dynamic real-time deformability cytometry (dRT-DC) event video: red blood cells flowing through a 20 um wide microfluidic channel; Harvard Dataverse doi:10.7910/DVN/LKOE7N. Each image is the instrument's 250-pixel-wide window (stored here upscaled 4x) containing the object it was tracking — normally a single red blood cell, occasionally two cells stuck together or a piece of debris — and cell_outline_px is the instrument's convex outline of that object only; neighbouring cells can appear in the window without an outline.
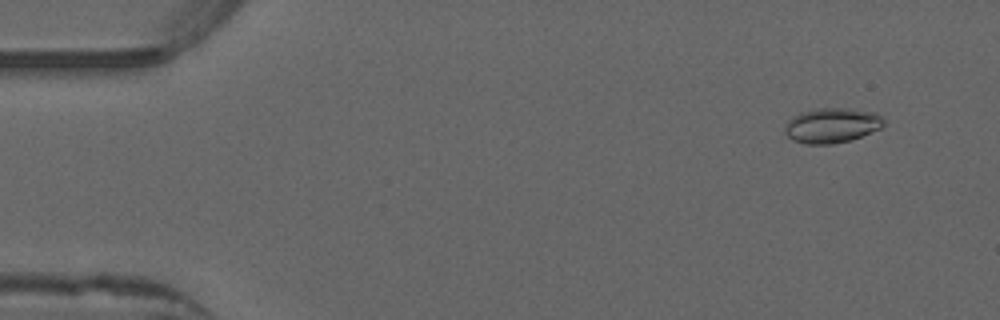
{"species": "common noctule bat (a hibernating species)", "species_latin": "Nyctalus noctula", "temperature_condition": "warm", "stored_images_in_passage": 49, "camera_frame_rate_fps": 3000, "um_per_image_px": 0.085, "animal": {"sex": "male", "forearm_length_mm": 52.5}, "frame": {"image": 1, "passage_image": 1, "time_ms": 0.0, "image_size_px": [1000, 320], "cell_outline_px": [[884, 124], [880, 128], [852, 140], [832, 144], [804, 144], [792, 140], [784, 132], [784, 124], [792, 116], [800, 112], [816, 108], [848, 108], [876, 112], [884, 120]], "centroid_in_image_um": [70.67, 10.65], "position_along_channel_um": 14.3, "area_um2": 20.4}}
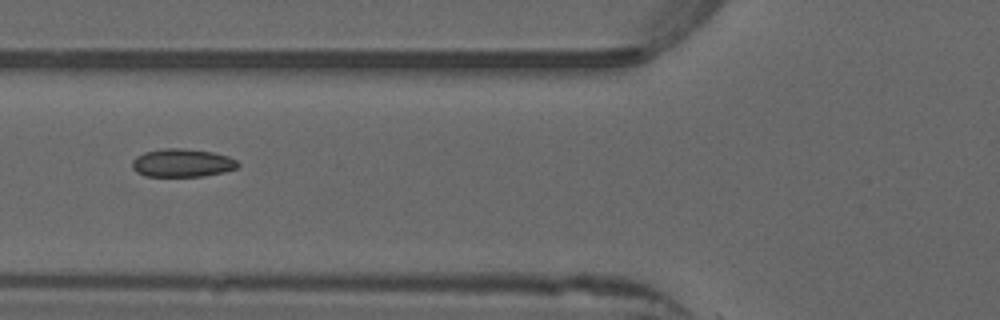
{"frame": {"image": 2, "passage_image": 17, "time_ms": 5.333, "image_size_px": [1000, 320], "cell_outline_px": [[240, 164], [236, 168], [224, 172], [204, 176], [144, 176], [136, 172], [132, 168], [132, 160], [136, 156], [144, 152], [164, 148], [180, 148], [212, 152], [228, 156], [236, 160]], "centroid_in_image_um": [15.47, 13.85], "position_along_channel_um": 110.3, "area_um2": 17.4}}
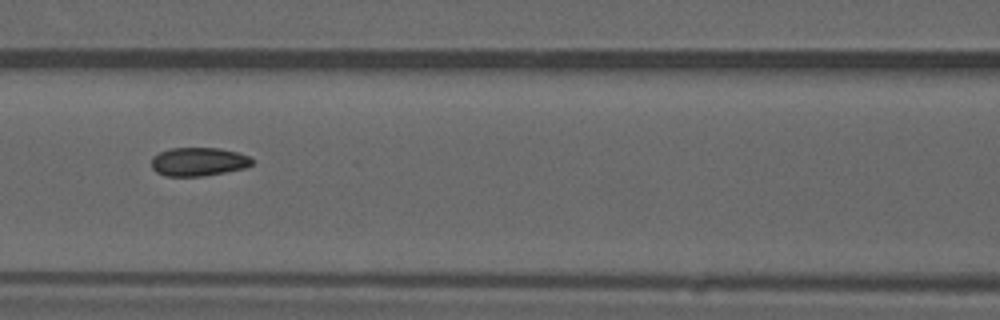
{"frame": {"image": 3, "passage_image": 20, "time_ms": 6.333, "image_size_px": [1000, 320], "cell_outline_px": [[256, 160], [252, 164], [244, 168], [204, 176], [164, 176], [156, 172], [152, 168], [152, 156], [160, 152], [172, 148], [220, 148], [236, 152], [248, 156]], "centroid_in_image_um": [16.87, 13.75], "position_along_channel_um": 149.7, "area_um2": 16.76}, "authors_computed_cell_mechanics": {"area_um2": 17.051, "velocity_mm_per_s": 3.9288, "shape_relaxation_time_tau1_ms": null, "shape_relaxation_time_tau2_ms": 0.7664, "deformation_change_tau1": null, "deformation_change_tau2": 0.0502}}